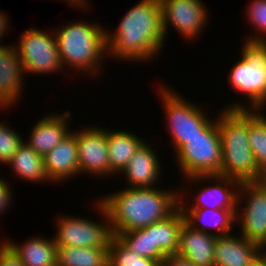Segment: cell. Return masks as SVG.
Returning a JSON list of instances; mask_svg holds the SVG:
<instances>
[{
    "label": "cell",
    "instance_id": "ba28073f",
    "mask_svg": "<svg viewBox=\"0 0 266 266\" xmlns=\"http://www.w3.org/2000/svg\"><path fill=\"white\" fill-rule=\"evenodd\" d=\"M97 202L99 214L105 218L106 224L85 219L84 216H61L56 222L57 231L53 237L57 247L109 248L114 235L106 209L99 200Z\"/></svg>",
    "mask_w": 266,
    "mask_h": 266
},
{
    "label": "cell",
    "instance_id": "9a60e30c",
    "mask_svg": "<svg viewBox=\"0 0 266 266\" xmlns=\"http://www.w3.org/2000/svg\"><path fill=\"white\" fill-rule=\"evenodd\" d=\"M151 144L145 141L136 150L126 167L122 170L130 188H152L160 180L162 164Z\"/></svg>",
    "mask_w": 266,
    "mask_h": 266
},
{
    "label": "cell",
    "instance_id": "4dcf8cb0",
    "mask_svg": "<svg viewBox=\"0 0 266 266\" xmlns=\"http://www.w3.org/2000/svg\"><path fill=\"white\" fill-rule=\"evenodd\" d=\"M0 266H25L19 255L5 240L0 243Z\"/></svg>",
    "mask_w": 266,
    "mask_h": 266
},
{
    "label": "cell",
    "instance_id": "484cf974",
    "mask_svg": "<svg viewBox=\"0 0 266 266\" xmlns=\"http://www.w3.org/2000/svg\"><path fill=\"white\" fill-rule=\"evenodd\" d=\"M129 250L141 257L150 258L156 261H163L166 255L153 245L152 224L134 229L125 233H113Z\"/></svg>",
    "mask_w": 266,
    "mask_h": 266
},
{
    "label": "cell",
    "instance_id": "7402d4cb",
    "mask_svg": "<svg viewBox=\"0 0 266 266\" xmlns=\"http://www.w3.org/2000/svg\"><path fill=\"white\" fill-rule=\"evenodd\" d=\"M6 242L19 255L25 266H56L57 246L52 239L43 237H31L25 242L17 245L14 242Z\"/></svg>",
    "mask_w": 266,
    "mask_h": 266
},
{
    "label": "cell",
    "instance_id": "52a82bcc",
    "mask_svg": "<svg viewBox=\"0 0 266 266\" xmlns=\"http://www.w3.org/2000/svg\"><path fill=\"white\" fill-rule=\"evenodd\" d=\"M177 164L183 177L220 175L222 146L218 118L203 132L188 140L176 152Z\"/></svg>",
    "mask_w": 266,
    "mask_h": 266
},
{
    "label": "cell",
    "instance_id": "1f68e13d",
    "mask_svg": "<svg viewBox=\"0 0 266 266\" xmlns=\"http://www.w3.org/2000/svg\"><path fill=\"white\" fill-rule=\"evenodd\" d=\"M9 183L0 177V215L7 210V207L10 208L12 201V190Z\"/></svg>",
    "mask_w": 266,
    "mask_h": 266
},
{
    "label": "cell",
    "instance_id": "30bf717a",
    "mask_svg": "<svg viewBox=\"0 0 266 266\" xmlns=\"http://www.w3.org/2000/svg\"><path fill=\"white\" fill-rule=\"evenodd\" d=\"M241 202L246 203L245 207L240 206ZM236 219L237 225L238 223L239 226L241 225V236L257 244L264 239L266 235V186L262 181L240 183Z\"/></svg>",
    "mask_w": 266,
    "mask_h": 266
},
{
    "label": "cell",
    "instance_id": "5bb4252c",
    "mask_svg": "<svg viewBox=\"0 0 266 266\" xmlns=\"http://www.w3.org/2000/svg\"><path fill=\"white\" fill-rule=\"evenodd\" d=\"M24 73L26 71L16 47L0 46V109H9L18 102L24 84Z\"/></svg>",
    "mask_w": 266,
    "mask_h": 266
},
{
    "label": "cell",
    "instance_id": "3957f363",
    "mask_svg": "<svg viewBox=\"0 0 266 266\" xmlns=\"http://www.w3.org/2000/svg\"><path fill=\"white\" fill-rule=\"evenodd\" d=\"M218 127L222 146L220 175L241 182H258L263 173L258 169L248 138V109L221 111Z\"/></svg>",
    "mask_w": 266,
    "mask_h": 266
},
{
    "label": "cell",
    "instance_id": "5b68a950",
    "mask_svg": "<svg viewBox=\"0 0 266 266\" xmlns=\"http://www.w3.org/2000/svg\"><path fill=\"white\" fill-rule=\"evenodd\" d=\"M240 54L241 59L230 70L228 81L235 91L245 94L250 106L235 103L227 109H259L266 101V48L242 46Z\"/></svg>",
    "mask_w": 266,
    "mask_h": 266
},
{
    "label": "cell",
    "instance_id": "8d00e7d4",
    "mask_svg": "<svg viewBox=\"0 0 266 266\" xmlns=\"http://www.w3.org/2000/svg\"><path fill=\"white\" fill-rule=\"evenodd\" d=\"M261 255H265L266 256V235L264 237V239L258 244Z\"/></svg>",
    "mask_w": 266,
    "mask_h": 266
},
{
    "label": "cell",
    "instance_id": "44dd1931",
    "mask_svg": "<svg viewBox=\"0 0 266 266\" xmlns=\"http://www.w3.org/2000/svg\"><path fill=\"white\" fill-rule=\"evenodd\" d=\"M144 141L132 131L107 129L109 175L122 172Z\"/></svg>",
    "mask_w": 266,
    "mask_h": 266
},
{
    "label": "cell",
    "instance_id": "d4e9b609",
    "mask_svg": "<svg viewBox=\"0 0 266 266\" xmlns=\"http://www.w3.org/2000/svg\"><path fill=\"white\" fill-rule=\"evenodd\" d=\"M56 266H109V248L57 247Z\"/></svg>",
    "mask_w": 266,
    "mask_h": 266
},
{
    "label": "cell",
    "instance_id": "6da1fadb",
    "mask_svg": "<svg viewBox=\"0 0 266 266\" xmlns=\"http://www.w3.org/2000/svg\"><path fill=\"white\" fill-rule=\"evenodd\" d=\"M165 40L159 0H139L114 32L106 30L107 54L128 62H150L161 52Z\"/></svg>",
    "mask_w": 266,
    "mask_h": 266
},
{
    "label": "cell",
    "instance_id": "7c38bea8",
    "mask_svg": "<svg viewBox=\"0 0 266 266\" xmlns=\"http://www.w3.org/2000/svg\"><path fill=\"white\" fill-rule=\"evenodd\" d=\"M185 179L191 183L194 182L195 184L200 181L204 183V180H207L209 183L216 181V184H209L207 187H202V189L196 193L193 200L194 203L192 205L188 204L190 207L184 204L185 202L183 198L185 197V193L180 192L181 209L207 208L237 210L238 188L240 185L239 181L221 175H198L187 177Z\"/></svg>",
    "mask_w": 266,
    "mask_h": 266
},
{
    "label": "cell",
    "instance_id": "ffe728a7",
    "mask_svg": "<svg viewBox=\"0 0 266 266\" xmlns=\"http://www.w3.org/2000/svg\"><path fill=\"white\" fill-rule=\"evenodd\" d=\"M185 221L194 229L216 237L232 234L237 210L231 209H182ZM233 225V226H232ZM210 228V229H209ZM211 228L215 232H212Z\"/></svg>",
    "mask_w": 266,
    "mask_h": 266
},
{
    "label": "cell",
    "instance_id": "83f0119b",
    "mask_svg": "<svg viewBox=\"0 0 266 266\" xmlns=\"http://www.w3.org/2000/svg\"><path fill=\"white\" fill-rule=\"evenodd\" d=\"M109 266H162V261L139 256L113 236L109 244Z\"/></svg>",
    "mask_w": 266,
    "mask_h": 266
},
{
    "label": "cell",
    "instance_id": "ac0fdd59",
    "mask_svg": "<svg viewBox=\"0 0 266 266\" xmlns=\"http://www.w3.org/2000/svg\"><path fill=\"white\" fill-rule=\"evenodd\" d=\"M214 254V266H250L261 256L257 243L233 234L216 237Z\"/></svg>",
    "mask_w": 266,
    "mask_h": 266
},
{
    "label": "cell",
    "instance_id": "8992f818",
    "mask_svg": "<svg viewBox=\"0 0 266 266\" xmlns=\"http://www.w3.org/2000/svg\"><path fill=\"white\" fill-rule=\"evenodd\" d=\"M159 98L162 102L167 119V128L171 132L174 152H177L188 140L203 132L215 121L209 119L207 114L196 103L185 101L178 92L170 88L161 87Z\"/></svg>",
    "mask_w": 266,
    "mask_h": 266
},
{
    "label": "cell",
    "instance_id": "603a6c76",
    "mask_svg": "<svg viewBox=\"0 0 266 266\" xmlns=\"http://www.w3.org/2000/svg\"><path fill=\"white\" fill-rule=\"evenodd\" d=\"M7 164L14 174L25 181H50L45 170L44 156L34 151L25 141Z\"/></svg>",
    "mask_w": 266,
    "mask_h": 266
},
{
    "label": "cell",
    "instance_id": "cb8c5ba5",
    "mask_svg": "<svg viewBox=\"0 0 266 266\" xmlns=\"http://www.w3.org/2000/svg\"><path fill=\"white\" fill-rule=\"evenodd\" d=\"M185 216L179 207L172 215L152 224L153 245L165 255L177 253L179 238Z\"/></svg>",
    "mask_w": 266,
    "mask_h": 266
},
{
    "label": "cell",
    "instance_id": "4fadbf2b",
    "mask_svg": "<svg viewBox=\"0 0 266 266\" xmlns=\"http://www.w3.org/2000/svg\"><path fill=\"white\" fill-rule=\"evenodd\" d=\"M79 131V132H77ZM76 131L79 173L109 175L107 130L99 126ZM83 172V173H82Z\"/></svg>",
    "mask_w": 266,
    "mask_h": 266
},
{
    "label": "cell",
    "instance_id": "836d02e7",
    "mask_svg": "<svg viewBox=\"0 0 266 266\" xmlns=\"http://www.w3.org/2000/svg\"><path fill=\"white\" fill-rule=\"evenodd\" d=\"M8 18L9 17L7 15L5 16V14L2 13L1 10H0V39H2V37L4 38L6 33L8 34V32H7L8 30L7 29H8V27H10V26H8V23H10V22H8L9 21ZM0 46H5V45L4 44H2V45L0 44Z\"/></svg>",
    "mask_w": 266,
    "mask_h": 266
},
{
    "label": "cell",
    "instance_id": "74e56055",
    "mask_svg": "<svg viewBox=\"0 0 266 266\" xmlns=\"http://www.w3.org/2000/svg\"><path fill=\"white\" fill-rule=\"evenodd\" d=\"M265 186H266V172L263 173L262 180H261Z\"/></svg>",
    "mask_w": 266,
    "mask_h": 266
},
{
    "label": "cell",
    "instance_id": "f1b7e54d",
    "mask_svg": "<svg viewBox=\"0 0 266 266\" xmlns=\"http://www.w3.org/2000/svg\"><path fill=\"white\" fill-rule=\"evenodd\" d=\"M248 21L257 35L248 36L242 46H259L266 48V0H253L248 6ZM259 33V35H258Z\"/></svg>",
    "mask_w": 266,
    "mask_h": 266
},
{
    "label": "cell",
    "instance_id": "d6986e66",
    "mask_svg": "<svg viewBox=\"0 0 266 266\" xmlns=\"http://www.w3.org/2000/svg\"><path fill=\"white\" fill-rule=\"evenodd\" d=\"M216 236L194 229L184 221L177 254L195 266H214Z\"/></svg>",
    "mask_w": 266,
    "mask_h": 266
},
{
    "label": "cell",
    "instance_id": "e575fe53",
    "mask_svg": "<svg viewBox=\"0 0 266 266\" xmlns=\"http://www.w3.org/2000/svg\"><path fill=\"white\" fill-rule=\"evenodd\" d=\"M87 1L88 0H67V2H69L71 5H73V7H75V6H76L75 8L80 7V9L83 8V10L87 9V7L89 6ZM65 2H66V0H65Z\"/></svg>",
    "mask_w": 266,
    "mask_h": 266
},
{
    "label": "cell",
    "instance_id": "2e32d148",
    "mask_svg": "<svg viewBox=\"0 0 266 266\" xmlns=\"http://www.w3.org/2000/svg\"><path fill=\"white\" fill-rule=\"evenodd\" d=\"M71 113L48 114L42 117L30 131V138L26 143L40 155L45 156L54 149L71 132L68 121Z\"/></svg>",
    "mask_w": 266,
    "mask_h": 266
},
{
    "label": "cell",
    "instance_id": "4316f807",
    "mask_svg": "<svg viewBox=\"0 0 266 266\" xmlns=\"http://www.w3.org/2000/svg\"><path fill=\"white\" fill-rule=\"evenodd\" d=\"M248 138L258 169L266 172V115L248 109Z\"/></svg>",
    "mask_w": 266,
    "mask_h": 266
},
{
    "label": "cell",
    "instance_id": "d590c367",
    "mask_svg": "<svg viewBox=\"0 0 266 266\" xmlns=\"http://www.w3.org/2000/svg\"><path fill=\"white\" fill-rule=\"evenodd\" d=\"M250 266H266V256L265 255H261Z\"/></svg>",
    "mask_w": 266,
    "mask_h": 266
},
{
    "label": "cell",
    "instance_id": "9c48e42d",
    "mask_svg": "<svg viewBox=\"0 0 266 266\" xmlns=\"http://www.w3.org/2000/svg\"><path fill=\"white\" fill-rule=\"evenodd\" d=\"M17 44L16 51L26 73L48 75L64 68L53 32L33 27L21 33Z\"/></svg>",
    "mask_w": 266,
    "mask_h": 266
},
{
    "label": "cell",
    "instance_id": "f35d334b",
    "mask_svg": "<svg viewBox=\"0 0 266 266\" xmlns=\"http://www.w3.org/2000/svg\"><path fill=\"white\" fill-rule=\"evenodd\" d=\"M266 101L263 103V105L259 108V110H262L261 112H264V110L266 109ZM265 108V109H264Z\"/></svg>",
    "mask_w": 266,
    "mask_h": 266
},
{
    "label": "cell",
    "instance_id": "d6a6232c",
    "mask_svg": "<svg viewBox=\"0 0 266 266\" xmlns=\"http://www.w3.org/2000/svg\"><path fill=\"white\" fill-rule=\"evenodd\" d=\"M162 266H195L187 258L177 253L166 255L162 261Z\"/></svg>",
    "mask_w": 266,
    "mask_h": 266
},
{
    "label": "cell",
    "instance_id": "e0dca14e",
    "mask_svg": "<svg viewBox=\"0 0 266 266\" xmlns=\"http://www.w3.org/2000/svg\"><path fill=\"white\" fill-rule=\"evenodd\" d=\"M45 170L48 178L54 183L68 180L79 175L76 131L62 140L54 149L44 156Z\"/></svg>",
    "mask_w": 266,
    "mask_h": 266
},
{
    "label": "cell",
    "instance_id": "8fae6325",
    "mask_svg": "<svg viewBox=\"0 0 266 266\" xmlns=\"http://www.w3.org/2000/svg\"><path fill=\"white\" fill-rule=\"evenodd\" d=\"M162 12L164 37L169 24L172 25L184 39L198 38L206 27L209 15L201 0H159ZM203 29V30H202Z\"/></svg>",
    "mask_w": 266,
    "mask_h": 266
},
{
    "label": "cell",
    "instance_id": "277c9868",
    "mask_svg": "<svg viewBox=\"0 0 266 266\" xmlns=\"http://www.w3.org/2000/svg\"><path fill=\"white\" fill-rule=\"evenodd\" d=\"M63 67L90 76L103 69L107 57L106 30L98 23L70 22L53 31ZM93 73V74H92Z\"/></svg>",
    "mask_w": 266,
    "mask_h": 266
},
{
    "label": "cell",
    "instance_id": "f546056e",
    "mask_svg": "<svg viewBox=\"0 0 266 266\" xmlns=\"http://www.w3.org/2000/svg\"><path fill=\"white\" fill-rule=\"evenodd\" d=\"M23 142L18 132L5 122H0V163L6 165Z\"/></svg>",
    "mask_w": 266,
    "mask_h": 266
},
{
    "label": "cell",
    "instance_id": "7a4b0ae2",
    "mask_svg": "<svg viewBox=\"0 0 266 266\" xmlns=\"http://www.w3.org/2000/svg\"><path fill=\"white\" fill-rule=\"evenodd\" d=\"M107 211L113 233L147 227L168 218L180 207V191L128 188L98 198Z\"/></svg>",
    "mask_w": 266,
    "mask_h": 266
}]
</instances>
